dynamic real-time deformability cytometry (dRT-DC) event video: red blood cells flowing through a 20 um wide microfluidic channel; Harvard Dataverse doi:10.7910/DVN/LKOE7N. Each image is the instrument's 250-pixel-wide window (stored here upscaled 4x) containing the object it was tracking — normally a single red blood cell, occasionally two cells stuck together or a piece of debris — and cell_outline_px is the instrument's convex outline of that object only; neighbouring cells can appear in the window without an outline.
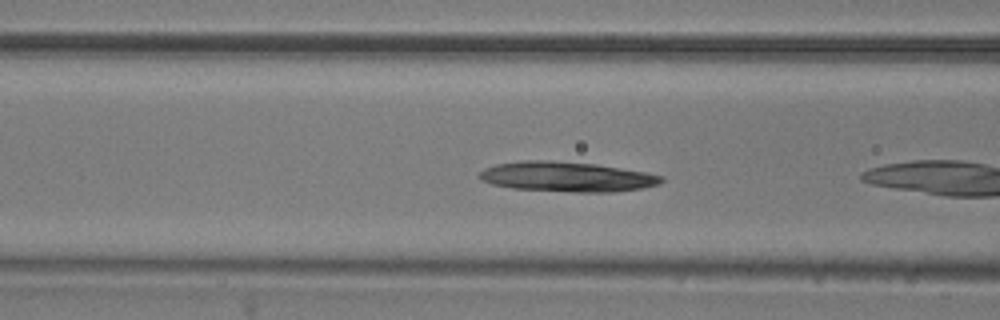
{"species": "common noctule bat (a hibernating species)", "species_latin": "Nyctalus noctula", "temperature_condition": "room temperature", "stored_images_in_passage": 6, "camera_frame_rate_fps": 3000, "um_per_image_px": 0.085, "animal": {"sex": "male", "body_mass_g": 20.5, "forearm_length_mm": 52.5}, "frame": {"image": 1, "passage_image": 5, "time_ms": 1.333, "image_size_px": [1000, 320], "cell_outline_px": [[664, 180], [660, 184], [644, 188], [612, 192], [576, 192], [512, 188], [492, 184], [480, 180], [476, 176], [484, 168], [496, 164], [524, 160], [548, 160], [596, 164], [644, 172], [664, 176]], "centroid_in_image_um": [48.17, 15.02], "position_along_channel_um": 118.4, "area_um2": 31.85}}